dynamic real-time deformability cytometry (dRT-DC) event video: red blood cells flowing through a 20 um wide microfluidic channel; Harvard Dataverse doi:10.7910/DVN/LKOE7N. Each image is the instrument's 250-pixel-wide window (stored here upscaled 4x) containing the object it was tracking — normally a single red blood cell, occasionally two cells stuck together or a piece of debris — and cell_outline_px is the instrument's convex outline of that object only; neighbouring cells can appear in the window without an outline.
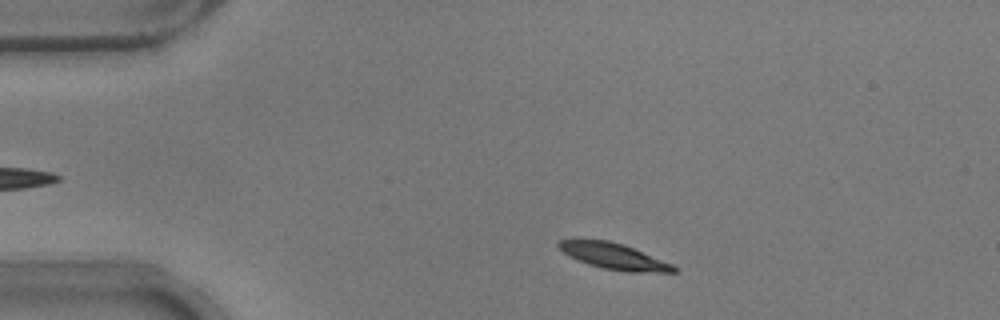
{"species": "common noctule bat (a hibernating species)", "species_latin": "Nyctalus noctula", "temperature_condition": "warm", "stored_images_in_passage": 47, "camera_frame_rate_fps": 3000, "um_per_image_px": 0.085, "animal": {"sex": "male", "body_mass_g": 17.9}, "frame": {"image": 1, "passage_image": 4, "time_ms": 1.0, "image_size_px": [1000, 320], "cell_outline_px": [[676, 272], [628, 272], [604, 268], [588, 264], [564, 252], [556, 244], [560, 240], [608, 240], [632, 248], [672, 264], [676, 268]], "centroid_in_image_um": [52.2, 21.79], "position_along_channel_um": 32.8, "area_um2": 16.76}}
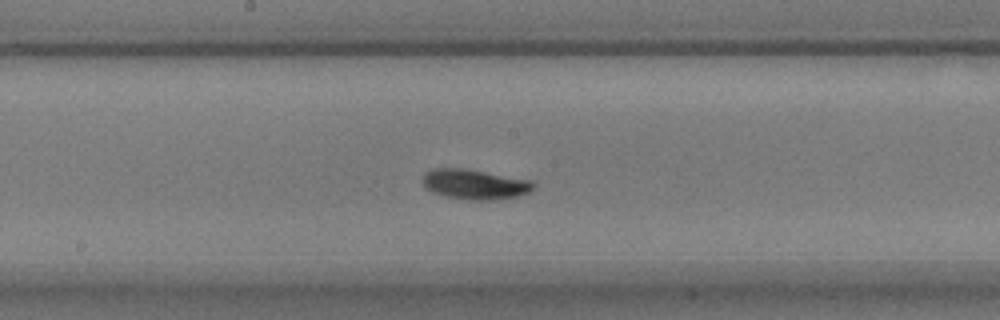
{"frame": {"image": 2, "passage_image": 22, "time_ms": 7.0, "image_size_px": [1000, 320], "cell_outline_px": [[536, 188], [528, 192], [516, 196], [488, 200], [468, 200], [444, 196], [432, 192], [424, 188], [420, 180], [424, 172], [432, 168], [460, 168], [532, 180], [536, 184]], "centroid_in_image_um": [40.29, 15.66], "position_along_channel_um": 207.9, "area_um2": 19.54}}
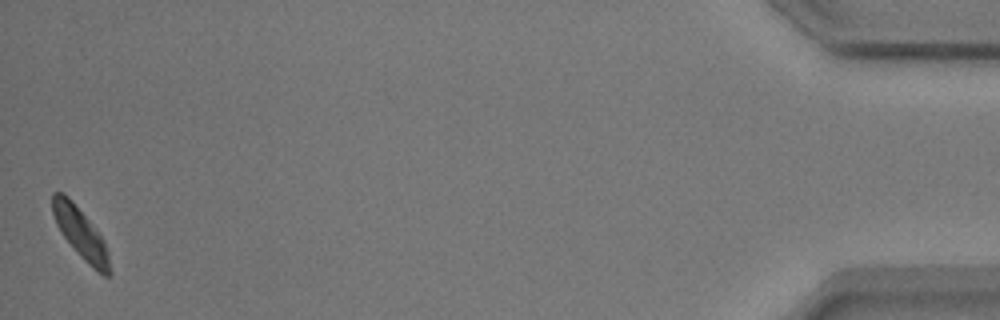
{"frame": {"image": 3, "passage_image": 47, "time_ms": 15.333, "image_size_px": [1000, 320], "cell_outline_px": [[112, 272], [108, 276], [104, 276], [92, 268], [80, 256], [64, 236], [56, 224], [52, 212], [52, 192], [64, 192], [72, 200], [104, 240], [108, 252]], "centroid_in_image_um": [6.86, 19.84], "position_along_channel_um": 428.3, "area_um2": 16.7}, "authors_computed_cell_mechanics": {"area_um2": 18.0336, "velocity_mm_per_s": 3.7242, "shape_relaxation_time_tau1_ms": 1.6713, "shape_relaxation_time_tau2_ms": null, "deformation_change_tau1": 0.1147, "deformation_change_tau2": null}}